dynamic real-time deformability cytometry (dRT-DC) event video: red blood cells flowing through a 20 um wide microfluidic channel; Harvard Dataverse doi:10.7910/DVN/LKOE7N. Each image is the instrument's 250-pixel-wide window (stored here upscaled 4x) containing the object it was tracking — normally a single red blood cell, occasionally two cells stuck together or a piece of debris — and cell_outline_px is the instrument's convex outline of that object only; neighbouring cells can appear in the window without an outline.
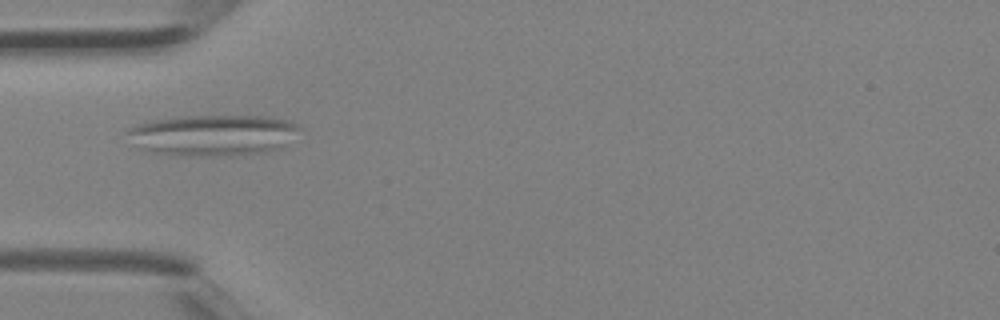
{"species": "Egyptian fruit bat (a non-hibernating species)", "species_latin": "Rousettus aegyptiacus", "temperature_condition": "room temperature", "stored_images_in_passage": 5, "segment_of_instrument_passage": [2, 2], "camera_frame_rate_fps": 3000, "um_per_image_px": 0.085, "animal": {"sex": "female"}, "frame": {"image": 1, "passage_image": 4, "time_ms": 1.0, "image_size_px": [1000, 320], "cell_outline_px": [[300, 128], [284, 148], [264, 152], [212, 156], [152, 152], [144, 148], [124, 132], [128, 128], [152, 120], [180, 116], [268, 116], [292, 120]], "centroid_in_image_um": [18.2, 11.46], "position_along_channel_um": 66.8, "area_um2": 40.63}}